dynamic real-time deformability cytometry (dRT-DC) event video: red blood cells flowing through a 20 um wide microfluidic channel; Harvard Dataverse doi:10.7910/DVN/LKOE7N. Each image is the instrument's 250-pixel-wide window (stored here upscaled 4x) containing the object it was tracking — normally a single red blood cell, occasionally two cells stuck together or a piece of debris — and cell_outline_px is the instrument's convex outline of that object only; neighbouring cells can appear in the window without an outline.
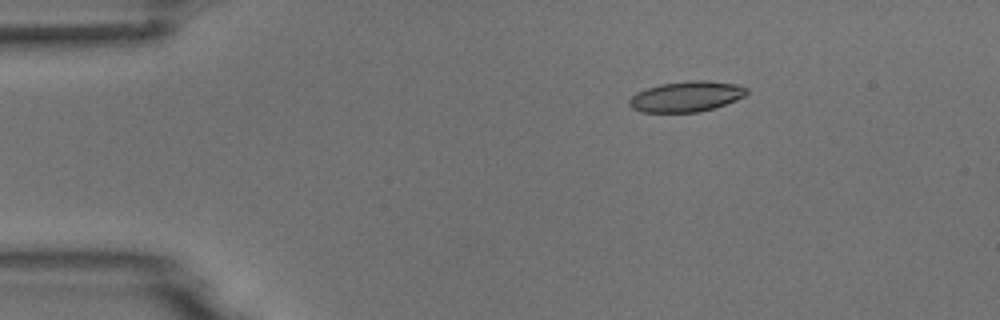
{"species": "common noctule bat (a hibernating species)", "species_latin": "Nyctalus noctula", "temperature_condition": "room temperature", "stored_images_in_passage": 4, "camera_frame_rate_fps": 3000, "um_per_image_px": 0.085, "animal": {"sex": "male", "body_mass_g": 18.8}, "frame": {"image": 1, "passage_image": 3, "time_ms": 2.667, "image_size_px": [1000, 320], "cell_outline_px": [[748, 92], [744, 96], [736, 100], [700, 112], [640, 112], [632, 108], [628, 104], [628, 100], [636, 92], [660, 84], [688, 80], [708, 80], [736, 84], [748, 88]], "centroid_in_image_um": [58.32, 8.19], "position_along_channel_um": 26.7, "area_um2": 20.92}}